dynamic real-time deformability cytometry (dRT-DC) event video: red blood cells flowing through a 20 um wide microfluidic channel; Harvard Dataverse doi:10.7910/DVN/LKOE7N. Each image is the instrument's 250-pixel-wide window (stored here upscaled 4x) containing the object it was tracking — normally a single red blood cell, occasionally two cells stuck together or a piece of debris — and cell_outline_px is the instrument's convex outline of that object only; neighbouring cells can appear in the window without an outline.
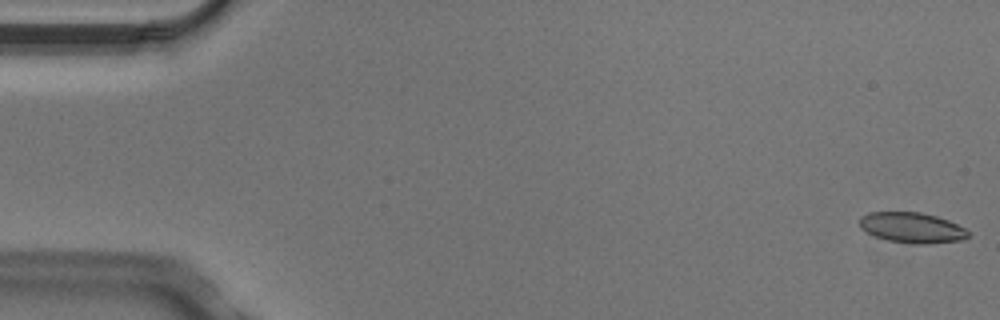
{"species": "Egyptian fruit bat (a non-hibernating species)", "species_latin": "Rousettus aegyptiacus", "temperature_condition": "cold", "stored_images_in_passage": 4, "camera_frame_rate_fps": 3000, "um_per_image_px": 0.085, "animal": {"sex": "male"}, "frame": {"image": 1, "passage_image": 1, "time_ms": 0.0, "image_size_px": [1000, 320], "cell_outline_px": [[968, 236], [964, 240], [924, 244], [916, 244], [888, 240], [876, 236], [860, 228], [860, 216], [868, 212], [920, 212], [936, 216], [948, 220], [964, 228], [968, 232]], "centroid_in_image_um": [77.51, 19.34], "position_along_channel_um": 7.5, "area_um2": 19.13}}